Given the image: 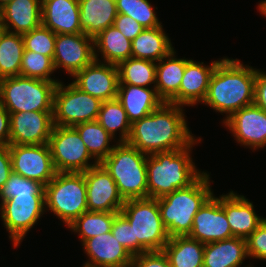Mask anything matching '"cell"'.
<instances>
[{"instance_id":"6da1fadb","label":"cell","mask_w":266,"mask_h":267,"mask_svg":"<svg viewBox=\"0 0 266 267\" xmlns=\"http://www.w3.org/2000/svg\"><path fill=\"white\" fill-rule=\"evenodd\" d=\"M183 108L164 102L152 113L131 124L127 143L146 155L186 148L196 136L189 130Z\"/></svg>"},{"instance_id":"7a4b0ae2","label":"cell","mask_w":266,"mask_h":267,"mask_svg":"<svg viewBox=\"0 0 266 267\" xmlns=\"http://www.w3.org/2000/svg\"><path fill=\"white\" fill-rule=\"evenodd\" d=\"M255 80L256 68L244 65L237 58L223 57L211 75L202 104L224 113V122L236 111L254 103Z\"/></svg>"},{"instance_id":"3957f363","label":"cell","mask_w":266,"mask_h":267,"mask_svg":"<svg viewBox=\"0 0 266 267\" xmlns=\"http://www.w3.org/2000/svg\"><path fill=\"white\" fill-rule=\"evenodd\" d=\"M200 142L199 137L184 149L147 156L148 197L158 199L177 189L188 187L203 173L196 168L190 155L194 145Z\"/></svg>"},{"instance_id":"277c9868","label":"cell","mask_w":266,"mask_h":267,"mask_svg":"<svg viewBox=\"0 0 266 267\" xmlns=\"http://www.w3.org/2000/svg\"><path fill=\"white\" fill-rule=\"evenodd\" d=\"M209 176L208 172L203 171L188 187L157 199L161 219L169 237L186 236L191 232L194 216L214 194Z\"/></svg>"},{"instance_id":"5b68a950","label":"cell","mask_w":266,"mask_h":267,"mask_svg":"<svg viewBox=\"0 0 266 267\" xmlns=\"http://www.w3.org/2000/svg\"><path fill=\"white\" fill-rule=\"evenodd\" d=\"M147 156L127 142H116L101 162L124 200L148 198Z\"/></svg>"},{"instance_id":"8992f818","label":"cell","mask_w":266,"mask_h":267,"mask_svg":"<svg viewBox=\"0 0 266 267\" xmlns=\"http://www.w3.org/2000/svg\"><path fill=\"white\" fill-rule=\"evenodd\" d=\"M120 213L128 220L134 233V256L162 251L169 241L155 198L125 200Z\"/></svg>"},{"instance_id":"52a82bcc","label":"cell","mask_w":266,"mask_h":267,"mask_svg":"<svg viewBox=\"0 0 266 267\" xmlns=\"http://www.w3.org/2000/svg\"><path fill=\"white\" fill-rule=\"evenodd\" d=\"M58 83L20 75L5 77L0 79V101L9 113L53 111Z\"/></svg>"},{"instance_id":"ba28073f","label":"cell","mask_w":266,"mask_h":267,"mask_svg":"<svg viewBox=\"0 0 266 267\" xmlns=\"http://www.w3.org/2000/svg\"><path fill=\"white\" fill-rule=\"evenodd\" d=\"M44 191L45 209L54 213L67 227L88 211L84 172H56Z\"/></svg>"},{"instance_id":"9c48e42d","label":"cell","mask_w":266,"mask_h":267,"mask_svg":"<svg viewBox=\"0 0 266 267\" xmlns=\"http://www.w3.org/2000/svg\"><path fill=\"white\" fill-rule=\"evenodd\" d=\"M102 101L81 91L72 82L61 81L54 92L53 123L55 126L74 127L97 120Z\"/></svg>"},{"instance_id":"30bf717a","label":"cell","mask_w":266,"mask_h":267,"mask_svg":"<svg viewBox=\"0 0 266 267\" xmlns=\"http://www.w3.org/2000/svg\"><path fill=\"white\" fill-rule=\"evenodd\" d=\"M48 145L56 172L83 173L98 164L74 127L54 125Z\"/></svg>"},{"instance_id":"8fae6325","label":"cell","mask_w":266,"mask_h":267,"mask_svg":"<svg viewBox=\"0 0 266 267\" xmlns=\"http://www.w3.org/2000/svg\"><path fill=\"white\" fill-rule=\"evenodd\" d=\"M44 212H47L45 195H17L0 204V217L9 233V239L13 241V247L20 246Z\"/></svg>"},{"instance_id":"7c38bea8","label":"cell","mask_w":266,"mask_h":267,"mask_svg":"<svg viewBox=\"0 0 266 267\" xmlns=\"http://www.w3.org/2000/svg\"><path fill=\"white\" fill-rule=\"evenodd\" d=\"M8 147L13 173L37 181L44 187L54 178L56 170L48 143L41 145L9 144Z\"/></svg>"},{"instance_id":"4fadbf2b","label":"cell","mask_w":266,"mask_h":267,"mask_svg":"<svg viewBox=\"0 0 266 267\" xmlns=\"http://www.w3.org/2000/svg\"><path fill=\"white\" fill-rule=\"evenodd\" d=\"M95 60L94 40L84 33L56 34L53 65L71 77Z\"/></svg>"},{"instance_id":"5bb4252c","label":"cell","mask_w":266,"mask_h":267,"mask_svg":"<svg viewBox=\"0 0 266 267\" xmlns=\"http://www.w3.org/2000/svg\"><path fill=\"white\" fill-rule=\"evenodd\" d=\"M88 211L120 212L125 200L105 167L98 163L84 172Z\"/></svg>"},{"instance_id":"9a60e30c","label":"cell","mask_w":266,"mask_h":267,"mask_svg":"<svg viewBox=\"0 0 266 267\" xmlns=\"http://www.w3.org/2000/svg\"><path fill=\"white\" fill-rule=\"evenodd\" d=\"M53 127V111L10 113L9 144H47Z\"/></svg>"},{"instance_id":"2e32d148","label":"cell","mask_w":266,"mask_h":267,"mask_svg":"<svg viewBox=\"0 0 266 267\" xmlns=\"http://www.w3.org/2000/svg\"><path fill=\"white\" fill-rule=\"evenodd\" d=\"M223 125L242 146L253 151L266 146V111L254 103L236 111Z\"/></svg>"},{"instance_id":"e0dca14e","label":"cell","mask_w":266,"mask_h":267,"mask_svg":"<svg viewBox=\"0 0 266 267\" xmlns=\"http://www.w3.org/2000/svg\"><path fill=\"white\" fill-rule=\"evenodd\" d=\"M73 84L81 91L103 101L117 98L119 72L115 64L94 60L73 76Z\"/></svg>"},{"instance_id":"ac0fdd59","label":"cell","mask_w":266,"mask_h":267,"mask_svg":"<svg viewBox=\"0 0 266 267\" xmlns=\"http://www.w3.org/2000/svg\"><path fill=\"white\" fill-rule=\"evenodd\" d=\"M188 236L204 244L234 237L220 204V196L213 194L199 209Z\"/></svg>"},{"instance_id":"d6986e66","label":"cell","mask_w":266,"mask_h":267,"mask_svg":"<svg viewBox=\"0 0 266 267\" xmlns=\"http://www.w3.org/2000/svg\"><path fill=\"white\" fill-rule=\"evenodd\" d=\"M212 61L210 65L190 59L185 66L184 75L179 92L168 102L178 106H194L203 102L206 97L209 81L217 64L221 61Z\"/></svg>"},{"instance_id":"ffe728a7","label":"cell","mask_w":266,"mask_h":267,"mask_svg":"<svg viewBox=\"0 0 266 267\" xmlns=\"http://www.w3.org/2000/svg\"><path fill=\"white\" fill-rule=\"evenodd\" d=\"M82 246L89 258L82 267H131L133 256L111 231L85 240Z\"/></svg>"},{"instance_id":"44dd1931","label":"cell","mask_w":266,"mask_h":267,"mask_svg":"<svg viewBox=\"0 0 266 267\" xmlns=\"http://www.w3.org/2000/svg\"><path fill=\"white\" fill-rule=\"evenodd\" d=\"M220 204L234 237L246 240L265 219L257 215L253 202L232 190L227 194L220 195Z\"/></svg>"},{"instance_id":"7402d4cb","label":"cell","mask_w":266,"mask_h":267,"mask_svg":"<svg viewBox=\"0 0 266 267\" xmlns=\"http://www.w3.org/2000/svg\"><path fill=\"white\" fill-rule=\"evenodd\" d=\"M42 25L55 34L83 33L78 0H42Z\"/></svg>"},{"instance_id":"603a6c76","label":"cell","mask_w":266,"mask_h":267,"mask_svg":"<svg viewBox=\"0 0 266 267\" xmlns=\"http://www.w3.org/2000/svg\"><path fill=\"white\" fill-rule=\"evenodd\" d=\"M3 30L24 34L42 24V0H13L1 8Z\"/></svg>"},{"instance_id":"cb8c5ba5","label":"cell","mask_w":266,"mask_h":267,"mask_svg":"<svg viewBox=\"0 0 266 267\" xmlns=\"http://www.w3.org/2000/svg\"><path fill=\"white\" fill-rule=\"evenodd\" d=\"M117 100L126 111L131 124L149 115L164 103L155 87L131 84H119Z\"/></svg>"},{"instance_id":"d4e9b609","label":"cell","mask_w":266,"mask_h":267,"mask_svg":"<svg viewBox=\"0 0 266 267\" xmlns=\"http://www.w3.org/2000/svg\"><path fill=\"white\" fill-rule=\"evenodd\" d=\"M80 27L83 33L93 39L112 26L117 16L115 0H78Z\"/></svg>"},{"instance_id":"484cf974","label":"cell","mask_w":266,"mask_h":267,"mask_svg":"<svg viewBox=\"0 0 266 267\" xmlns=\"http://www.w3.org/2000/svg\"><path fill=\"white\" fill-rule=\"evenodd\" d=\"M246 258L247 241L232 237L205 244L203 267H240Z\"/></svg>"},{"instance_id":"4316f807","label":"cell","mask_w":266,"mask_h":267,"mask_svg":"<svg viewBox=\"0 0 266 267\" xmlns=\"http://www.w3.org/2000/svg\"><path fill=\"white\" fill-rule=\"evenodd\" d=\"M173 49L166 57L156 63L155 89L158 96L168 103L178 92L184 75L186 63L190 59L177 58Z\"/></svg>"},{"instance_id":"83f0119b","label":"cell","mask_w":266,"mask_h":267,"mask_svg":"<svg viewBox=\"0 0 266 267\" xmlns=\"http://www.w3.org/2000/svg\"><path fill=\"white\" fill-rule=\"evenodd\" d=\"M95 60L118 65L132 57V41L127 39L113 25L109 26L94 39Z\"/></svg>"},{"instance_id":"f1b7e54d","label":"cell","mask_w":266,"mask_h":267,"mask_svg":"<svg viewBox=\"0 0 266 267\" xmlns=\"http://www.w3.org/2000/svg\"><path fill=\"white\" fill-rule=\"evenodd\" d=\"M174 46L163 26L144 29L132 41V57L159 62L166 57Z\"/></svg>"},{"instance_id":"f546056e","label":"cell","mask_w":266,"mask_h":267,"mask_svg":"<svg viewBox=\"0 0 266 267\" xmlns=\"http://www.w3.org/2000/svg\"><path fill=\"white\" fill-rule=\"evenodd\" d=\"M205 244L186 236H173L163 248L171 267H203Z\"/></svg>"},{"instance_id":"4dcf8cb0","label":"cell","mask_w":266,"mask_h":267,"mask_svg":"<svg viewBox=\"0 0 266 267\" xmlns=\"http://www.w3.org/2000/svg\"><path fill=\"white\" fill-rule=\"evenodd\" d=\"M24 50L22 34L0 33V79L20 75Z\"/></svg>"},{"instance_id":"1f68e13d","label":"cell","mask_w":266,"mask_h":267,"mask_svg":"<svg viewBox=\"0 0 266 267\" xmlns=\"http://www.w3.org/2000/svg\"><path fill=\"white\" fill-rule=\"evenodd\" d=\"M94 161L101 163L113 150L115 139L98 123L97 120L80 123L74 126Z\"/></svg>"},{"instance_id":"d6a6232c","label":"cell","mask_w":266,"mask_h":267,"mask_svg":"<svg viewBox=\"0 0 266 267\" xmlns=\"http://www.w3.org/2000/svg\"><path fill=\"white\" fill-rule=\"evenodd\" d=\"M117 67L119 72V84L155 87L156 62L130 57L127 60L121 61ZM152 84L154 85L152 86Z\"/></svg>"},{"instance_id":"836d02e7","label":"cell","mask_w":266,"mask_h":267,"mask_svg":"<svg viewBox=\"0 0 266 267\" xmlns=\"http://www.w3.org/2000/svg\"><path fill=\"white\" fill-rule=\"evenodd\" d=\"M97 121L114 139L119 131L117 142H127L129 139L131 123L117 98L102 102Z\"/></svg>"},{"instance_id":"e575fe53","label":"cell","mask_w":266,"mask_h":267,"mask_svg":"<svg viewBox=\"0 0 266 267\" xmlns=\"http://www.w3.org/2000/svg\"><path fill=\"white\" fill-rule=\"evenodd\" d=\"M119 212L86 211L76 218L68 228L78 233L81 243L85 240L111 231L112 223Z\"/></svg>"},{"instance_id":"d590c367","label":"cell","mask_w":266,"mask_h":267,"mask_svg":"<svg viewBox=\"0 0 266 267\" xmlns=\"http://www.w3.org/2000/svg\"><path fill=\"white\" fill-rule=\"evenodd\" d=\"M118 14H125L145 29L162 26L154 6L148 0H115Z\"/></svg>"},{"instance_id":"8d00e7d4","label":"cell","mask_w":266,"mask_h":267,"mask_svg":"<svg viewBox=\"0 0 266 267\" xmlns=\"http://www.w3.org/2000/svg\"><path fill=\"white\" fill-rule=\"evenodd\" d=\"M55 71L53 60L41 53L24 50L21 60L20 76L60 82L51 78Z\"/></svg>"},{"instance_id":"74e56055","label":"cell","mask_w":266,"mask_h":267,"mask_svg":"<svg viewBox=\"0 0 266 267\" xmlns=\"http://www.w3.org/2000/svg\"><path fill=\"white\" fill-rule=\"evenodd\" d=\"M22 37L25 50L41 53L53 60L56 34L50 29L41 24L30 32L22 34Z\"/></svg>"},{"instance_id":"f35d334b","label":"cell","mask_w":266,"mask_h":267,"mask_svg":"<svg viewBox=\"0 0 266 267\" xmlns=\"http://www.w3.org/2000/svg\"><path fill=\"white\" fill-rule=\"evenodd\" d=\"M17 195H45L44 186L37 181L12 173L0 190L1 203Z\"/></svg>"},{"instance_id":"ab89813d","label":"cell","mask_w":266,"mask_h":267,"mask_svg":"<svg viewBox=\"0 0 266 267\" xmlns=\"http://www.w3.org/2000/svg\"><path fill=\"white\" fill-rule=\"evenodd\" d=\"M111 232L115 239L134 256V233L128 220L119 212L112 223Z\"/></svg>"},{"instance_id":"60d3db41","label":"cell","mask_w":266,"mask_h":267,"mask_svg":"<svg viewBox=\"0 0 266 267\" xmlns=\"http://www.w3.org/2000/svg\"><path fill=\"white\" fill-rule=\"evenodd\" d=\"M249 258L266 260V218L246 239Z\"/></svg>"},{"instance_id":"b9f144b4","label":"cell","mask_w":266,"mask_h":267,"mask_svg":"<svg viewBox=\"0 0 266 267\" xmlns=\"http://www.w3.org/2000/svg\"><path fill=\"white\" fill-rule=\"evenodd\" d=\"M131 267H171V266L163 251H150L133 256Z\"/></svg>"},{"instance_id":"7bdbcfd3","label":"cell","mask_w":266,"mask_h":267,"mask_svg":"<svg viewBox=\"0 0 266 267\" xmlns=\"http://www.w3.org/2000/svg\"><path fill=\"white\" fill-rule=\"evenodd\" d=\"M113 26L130 41H133L145 29L141 24L125 14H117Z\"/></svg>"},{"instance_id":"ee69618b","label":"cell","mask_w":266,"mask_h":267,"mask_svg":"<svg viewBox=\"0 0 266 267\" xmlns=\"http://www.w3.org/2000/svg\"><path fill=\"white\" fill-rule=\"evenodd\" d=\"M254 104L266 111V72L256 69Z\"/></svg>"},{"instance_id":"f6af8a7d","label":"cell","mask_w":266,"mask_h":267,"mask_svg":"<svg viewBox=\"0 0 266 267\" xmlns=\"http://www.w3.org/2000/svg\"><path fill=\"white\" fill-rule=\"evenodd\" d=\"M13 173L8 146H0V190Z\"/></svg>"},{"instance_id":"bcb514c9","label":"cell","mask_w":266,"mask_h":267,"mask_svg":"<svg viewBox=\"0 0 266 267\" xmlns=\"http://www.w3.org/2000/svg\"><path fill=\"white\" fill-rule=\"evenodd\" d=\"M10 140V113L0 101V146H8Z\"/></svg>"},{"instance_id":"7dc6e473","label":"cell","mask_w":266,"mask_h":267,"mask_svg":"<svg viewBox=\"0 0 266 267\" xmlns=\"http://www.w3.org/2000/svg\"><path fill=\"white\" fill-rule=\"evenodd\" d=\"M257 8L260 11V14H262V16L266 17V0L260 1Z\"/></svg>"},{"instance_id":"c3c4849f","label":"cell","mask_w":266,"mask_h":267,"mask_svg":"<svg viewBox=\"0 0 266 267\" xmlns=\"http://www.w3.org/2000/svg\"><path fill=\"white\" fill-rule=\"evenodd\" d=\"M13 0H0V8L4 7L9 2H12Z\"/></svg>"},{"instance_id":"681fc988","label":"cell","mask_w":266,"mask_h":267,"mask_svg":"<svg viewBox=\"0 0 266 267\" xmlns=\"http://www.w3.org/2000/svg\"><path fill=\"white\" fill-rule=\"evenodd\" d=\"M0 25H2V12H1V8H0Z\"/></svg>"},{"instance_id":"f907efd6","label":"cell","mask_w":266,"mask_h":267,"mask_svg":"<svg viewBox=\"0 0 266 267\" xmlns=\"http://www.w3.org/2000/svg\"><path fill=\"white\" fill-rule=\"evenodd\" d=\"M3 31L2 25H0V33Z\"/></svg>"}]
</instances>
